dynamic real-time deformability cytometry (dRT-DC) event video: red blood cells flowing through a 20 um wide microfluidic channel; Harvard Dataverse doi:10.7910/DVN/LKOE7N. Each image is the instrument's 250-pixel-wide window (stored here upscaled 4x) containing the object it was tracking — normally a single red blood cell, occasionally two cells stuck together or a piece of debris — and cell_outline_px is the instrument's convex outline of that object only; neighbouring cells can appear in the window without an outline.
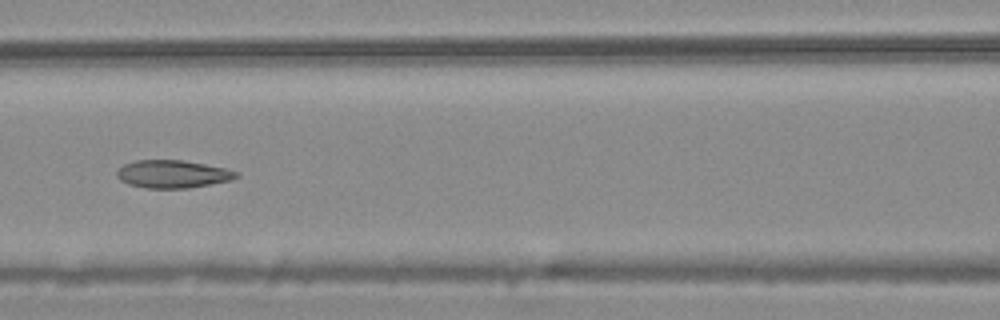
{"species": "common noctule bat (a hibernating species)", "species_latin": "Nyctalus noctula", "temperature_condition": "warm", "stored_images_in_passage": 6, "camera_frame_rate_fps": 3000, "um_per_image_px": 0.085, "animal": {"sex": "male", "body_mass_g": 20.4}, "frame": {"image": 1, "passage_image": 5, "time_ms": 1.333, "image_size_px": [1000, 320], "cell_outline_px": [[240, 176], [232, 180], [188, 188], [148, 188], [128, 184], [120, 180], [116, 176], [116, 172], [124, 164], [136, 160], [180, 160], [204, 164], [224, 168], [240, 172]], "centroid_in_image_um": [14.69, 14.8], "position_along_channel_um": 151.9, "area_um2": 19.31}}
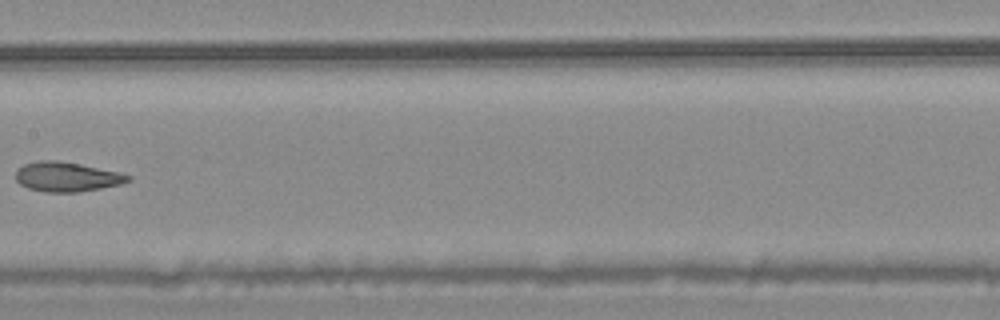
{"frame": {"image": 2, "passage_image": 6, "time_ms": 1.667, "image_size_px": [1000, 320], "cell_outline_px": [[132, 180], [120, 184], [100, 188], [76, 192], [48, 192], [28, 188], [20, 184], [16, 180], [16, 172], [24, 164], [40, 160], [56, 160], [80, 164], [120, 172], [132, 176]], "centroid_in_image_um": [5.7, 15.02], "position_along_channel_um": 201.7, "area_um2": 19.25}}